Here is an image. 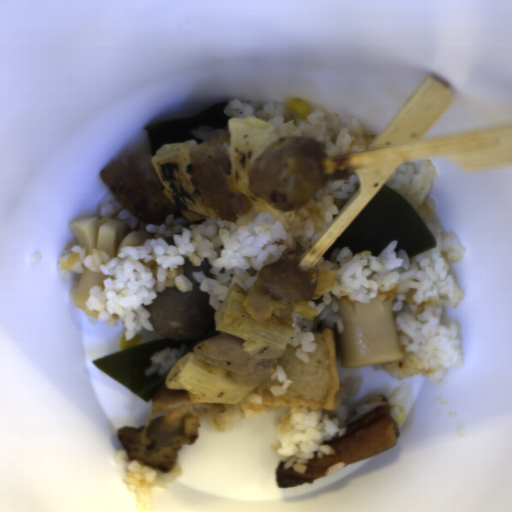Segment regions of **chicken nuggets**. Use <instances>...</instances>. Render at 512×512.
<instances>
[{"label": "chicken nuggets", "instance_id": "90cb4de2", "mask_svg": "<svg viewBox=\"0 0 512 512\" xmlns=\"http://www.w3.org/2000/svg\"><path fill=\"white\" fill-rule=\"evenodd\" d=\"M248 165V187L280 212L305 207L329 180L349 179V171L322 175L321 160L328 145L318 139L278 136Z\"/></svg>", "mask_w": 512, "mask_h": 512}, {"label": "chicken nuggets", "instance_id": "bb5aeace", "mask_svg": "<svg viewBox=\"0 0 512 512\" xmlns=\"http://www.w3.org/2000/svg\"><path fill=\"white\" fill-rule=\"evenodd\" d=\"M153 160V154H127L125 164L116 159L98 175L137 220L159 227L166 216L173 214L175 218L181 214L163 194L166 189L151 164Z\"/></svg>", "mask_w": 512, "mask_h": 512}, {"label": "chicken nuggets", "instance_id": "2cc3b61b", "mask_svg": "<svg viewBox=\"0 0 512 512\" xmlns=\"http://www.w3.org/2000/svg\"><path fill=\"white\" fill-rule=\"evenodd\" d=\"M246 339L219 333L193 346L192 352L208 365L230 371L240 388L264 384L275 373L278 359L287 349L267 345L258 350H244Z\"/></svg>", "mask_w": 512, "mask_h": 512}, {"label": "chicken nuggets", "instance_id": "cc037f56", "mask_svg": "<svg viewBox=\"0 0 512 512\" xmlns=\"http://www.w3.org/2000/svg\"><path fill=\"white\" fill-rule=\"evenodd\" d=\"M319 275L317 265L301 272L297 251L289 247L276 262L261 266L242 306L254 322L275 315L291 327L294 305L312 300Z\"/></svg>", "mask_w": 512, "mask_h": 512}, {"label": "chicken nuggets", "instance_id": "f4ed5422", "mask_svg": "<svg viewBox=\"0 0 512 512\" xmlns=\"http://www.w3.org/2000/svg\"><path fill=\"white\" fill-rule=\"evenodd\" d=\"M225 402H190L187 390L165 385L153 396L149 419L139 427L119 426L116 435L130 461L167 474L173 470L179 450L199 439L201 419L225 413Z\"/></svg>", "mask_w": 512, "mask_h": 512}, {"label": "chicken nuggets", "instance_id": "73b27043", "mask_svg": "<svg viewBox=\"0 0 512 512\" xmlns=\"http://www.w3.org/2000/svg\"><path fill=\"white\" fill-rule=\"evenodd\" d=\"M201 197L222 217L221 221L237 223L239 216L255 204L231 188L227 177L232 173L230 153L213 144H200L188 160Z\"/></svg>", "mask_w": 512, "mask_h": 512}]
</instances>
